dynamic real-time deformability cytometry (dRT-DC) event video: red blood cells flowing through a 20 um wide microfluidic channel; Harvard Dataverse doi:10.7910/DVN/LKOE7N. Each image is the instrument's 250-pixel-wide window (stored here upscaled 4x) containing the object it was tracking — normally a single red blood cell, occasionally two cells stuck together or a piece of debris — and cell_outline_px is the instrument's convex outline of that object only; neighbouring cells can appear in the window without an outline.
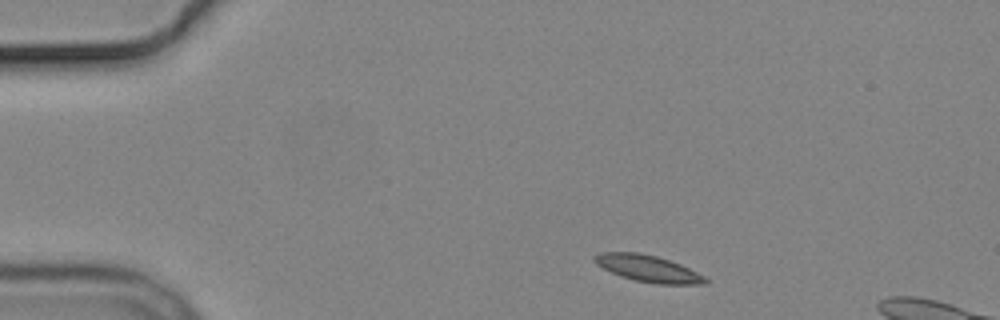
{"species": "common noctule bat (a hibernating species)", "species_latin": "Nyctalus noctula", "temperature_condition": "cold", "stored_images_in_passage": 3, "camera_frame_rate_fps": 3000, "um_per_image_px": 0.085, "animal": {"sex": "male", "body_mass_g": 19.2, "forearm_length_mm": 51.8}, "frame": {"image": 1, "passage_image": 1, "time_ms": 0.0, "image_size_px": [1000, 320], "cell_outline_px": [[708, 284], [656, 284], [636, 280], [620, 276], [596, 264], [592, 260], [592, 256], [600, 252], [640, 252], [656, 256], [680, 264], [704, 276], [708, 280]], "centroid_in_image_um": [55.06, 22.82], "position_along_channel_um": 29.9, "area_um2": 17.17}}